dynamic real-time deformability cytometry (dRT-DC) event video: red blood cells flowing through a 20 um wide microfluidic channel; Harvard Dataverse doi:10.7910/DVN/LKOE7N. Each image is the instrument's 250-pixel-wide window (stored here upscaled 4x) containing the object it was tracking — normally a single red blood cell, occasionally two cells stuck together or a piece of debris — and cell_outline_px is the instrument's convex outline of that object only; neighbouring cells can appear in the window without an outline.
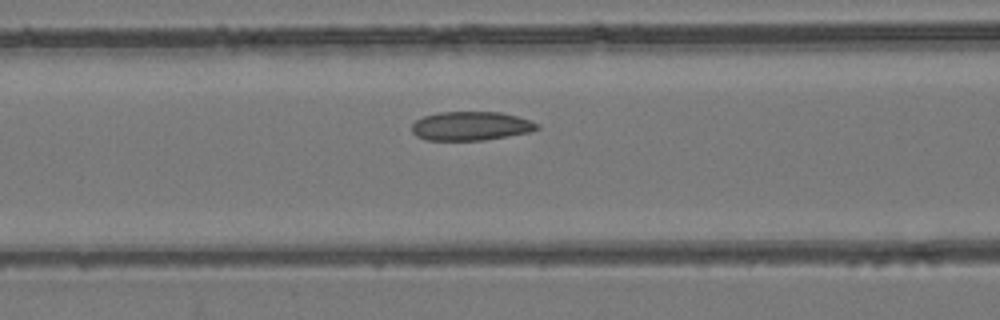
{"species": "common noctule bat (a hibernating species)", "species_latin": "Nyctalus noctula", "temperature_condition": "room temperature", "stored_images_in_passage": 47, "camera_frame_rate_fps": 3000, "um_per_image_px": 0.085, "animal": {"sex": "female", "body_mass_g": 24.6, "forearm_length_mm": 56.2}, "frame": {"image": 1, "passage_image": 16, "time_ms": 5.0, "image_size_px": [1000, 320], "cell_outline_px": [[540, 128], [532, 132], [484, 140], [424, 140], [416, 136], [412, 132], [412, 124], [416, 120], [424, 116], [440, 112], [500, 112], [516, 116], [540, 124]], "centroid_in_image_um": [40.03, 10.72], "position_along_channel_um": 126.6, "area_um2": 21.15}}
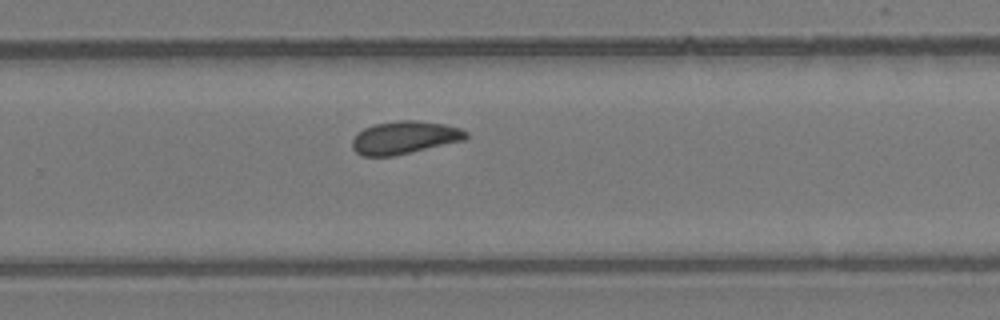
{"frame": {"image": 2, "passage_image": 29, "time_ms": 9.333, "image_size_px": [1000, 320], "cell_outline_px": [[468, 136], [464, 140], [392, 156], [360, 156], [352, 148], [352, 140], [364, 128], [376, 124], [400, 120], [416, 120], [444, 124], [460, 128], [468, 132]], "centroid_in_image_um": [34.38, 11.69], "position_along_channel_um": 295.4, "area_um2": 21.5}}
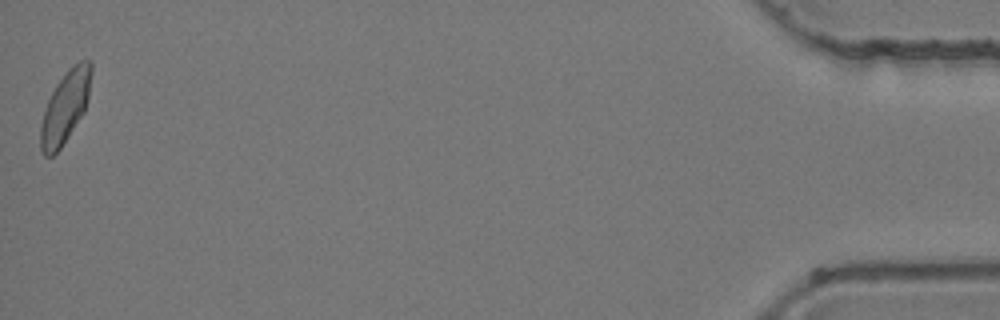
{"frame": {"image": 3, "passage_image": 47, "time_ms": 15.333, "image_size_px": [1000, 320], "cell_outline_px": [[92, 72], [88, 96], [84, 112], [60, 148], [52, 156], [44, 156], [40, 148], [40, 124], [44, 108], [56, 84], [68, 68], [72, 64], [80, 60], [92, 60]], "centroid_in_image_um": [5.53, 9.06], "position_along_channel_um": 429.7, "area_um2": 21.21}, "authors_computed_cell_mechanics": {"area_um2": 21.2704, "velocity_mm_per_s": 3.9038, "shape_relaxation_time_tau1_ms": null, "shape_relaxation_time_tau2_ms": 5.0249, "deformation_change_tau1": null, "deformation_change_tau2": 0.1056}}